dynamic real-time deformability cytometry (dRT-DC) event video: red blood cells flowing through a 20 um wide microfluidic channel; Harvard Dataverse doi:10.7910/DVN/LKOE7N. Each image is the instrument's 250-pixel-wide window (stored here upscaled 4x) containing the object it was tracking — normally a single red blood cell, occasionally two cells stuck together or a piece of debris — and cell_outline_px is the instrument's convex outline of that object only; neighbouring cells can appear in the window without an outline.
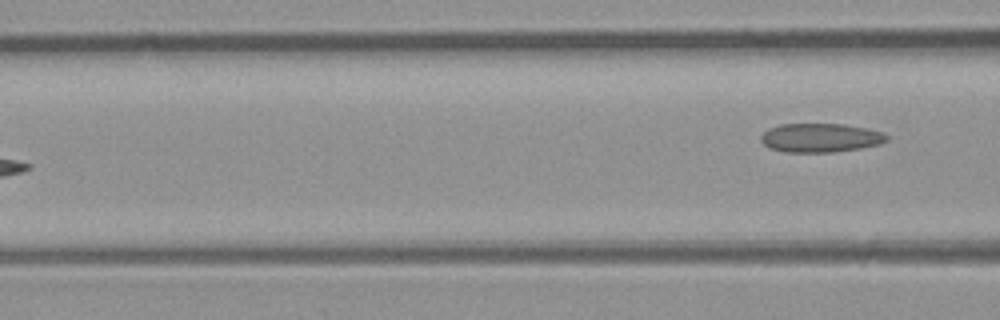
{"species": "common noctule bat (a hibernating species)", "species_latin": "Nyctalus noctula", "temperature_condition": "room temperature", "stored_images_in_passage": 6, "camera_frame_rate_fps": 3000, "um_per_image_px": 0.085, "animal": {"sex": "male", "body_mass_g": 23.1, "forearm_length_mm": 52.7}, "frame": {"image": 1, "passage_image": 6, "time_ms": 5.667, "image_size_px": [1000, 320], "cell_outline_px": [[888, 140], [880, 144], [860, 148], [832, 152], [784, 152], [768, 148], [760, 140], [760, 136], [768, 128], [780, 124], [844, 124], [868, 128], [884, 132], [888, 136]], "centroid_in_image_um": [69.73, 11.71], "position_along_channel_um": 96.9, "area_um2": 21.39}}